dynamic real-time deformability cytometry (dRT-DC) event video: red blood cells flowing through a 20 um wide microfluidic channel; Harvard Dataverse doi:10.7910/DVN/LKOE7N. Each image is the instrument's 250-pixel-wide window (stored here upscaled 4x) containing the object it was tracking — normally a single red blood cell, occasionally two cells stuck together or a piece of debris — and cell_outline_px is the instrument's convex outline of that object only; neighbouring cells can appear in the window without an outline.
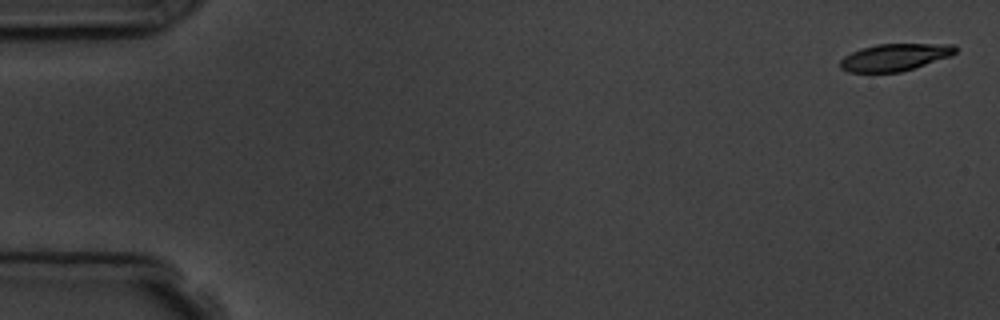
{"species": "common noctule bat (a hibernating species)", "species_latin": "Nyctalus noctula", "temperature_condition": "room temperature", "stored_images_in_passage": 5, "camera_frame_rate_fps": 3000, "um_per_image_px": 0.085, "animal": {"sex": "male", "body_mass_g": 19.5, "forearm_length_mm": 54.6}, "frame": {"image": 1, "passage_image": 1, "time_ms": 0.0, "image_size_px": [1000, 320], "cell_outline_px": [[956, 52], [952, 56], [900, 72], [848, 72], [840, 68], [840, 60], [844, 56], [860, 48], [876, 44], [956, 44]], "centroid_in_image_um": [76.06, 4.86], "position_along_channel_um": 8.9, "area_um2": 18.26}}
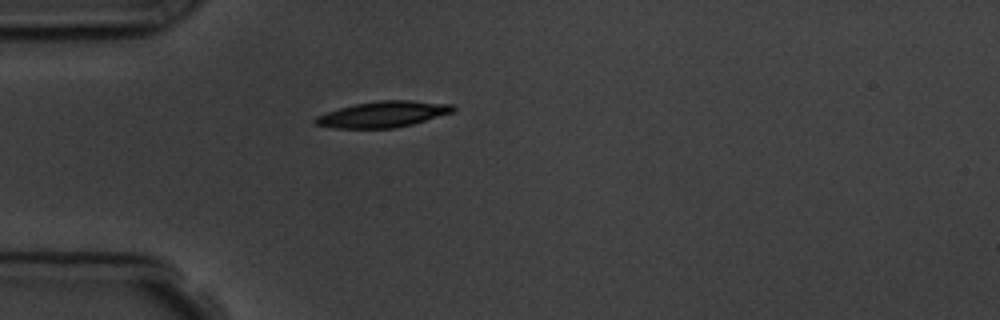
{"frame": {"image": 2, "passage_image": 5, "time_ms": 4.667, "image_size_px": [1000, 320], "cell_outline_px": [[456, 108], [452, 112], [412, 124], [392, 128], [336, 128], [316, 124], [312, 120], [316, 116], [340, 108], [356, 104], [380, 100], [412, 100], [452, 104]], "centroid_in_image_um": [32.56, 9.71], "position_along_channel_um": 52.4, "area_um2": 20.58}}